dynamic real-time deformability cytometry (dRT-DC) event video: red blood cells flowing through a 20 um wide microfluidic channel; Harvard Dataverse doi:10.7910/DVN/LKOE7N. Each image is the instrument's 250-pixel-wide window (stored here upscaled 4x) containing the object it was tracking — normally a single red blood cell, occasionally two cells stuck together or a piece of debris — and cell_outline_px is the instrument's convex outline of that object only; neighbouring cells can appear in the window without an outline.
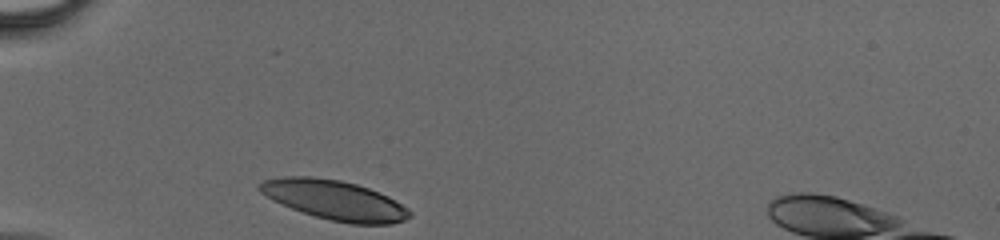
{"species": "human", "species_latin": "Homo sapiens", "temperature_condition": "cold", "stored_images_in_passage": 25, "camera_frame_rate_fps": 3000, "um_per_image_px": 0.085, "donor": {"sex": "male"}, "frame": {"image": 1, "passage_image": 1, "time_ms": 0.0, "image_size_px": [1000, 240], "cell_outline_px": [[412, 216], [404, 220], [392, 224], [352, 224], [332, 220], [316, 216], [292, 208], [260, 192], [260, 184], [264, 180], [288, 176], [308, 176], [340, 180], [356, 184], [368, 188], [388, 196], [412, 212]], "centroid_in_image_um": [28.5, 17.01], "position_along_channel_um": 56.5, "area_um2": 33.87}}
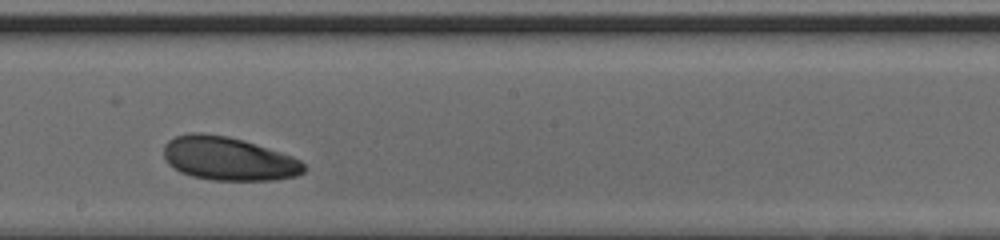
{"frame": {"image": 2, "passage_image": 14, "time_ms": 4.333, "image_size_px": [1000, 240], "cell_outline_px": [[304, 172], [296, 176], [276, 180], [212, 180], [192, 176], [168, 164], [164, 156], [164, 144], [168, 140], [176, 136], [192, 132], [204, 132], [228, 136], [244, 140], [292, 156], [300, 160], [304, 164]], "centroid_in_image_um": [19.41, 13.47], "position_along_channel_um": 228.8, "area_um2": 35.49}}
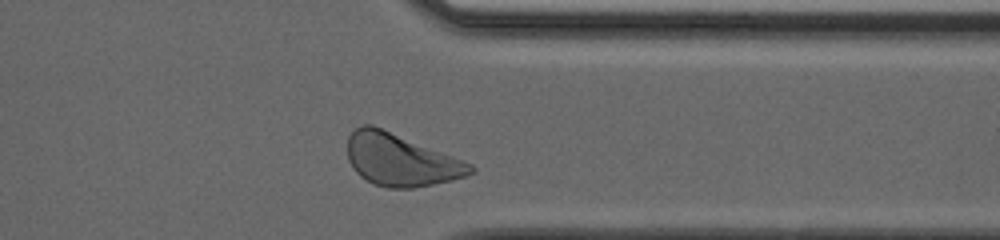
{"frame": {"image": 3, "passage_image": 24, "time_ms": 7.667, "image_size_px": [1000, 240], "cell_outline_px": [[476, 168], [472, 172], [464, 176], [452, 180], [412, 188], [388, 188], [376, 184], [360, 176], [356, 172], [348, 160], [348, 136], [356, 128], [364, 124], [372, 124], [464, 160], [472, 164]], "centroid_in_image_um": [34.05, 13.58], "position_along_channel_um": 377.3, "area_um2": 37.11}}